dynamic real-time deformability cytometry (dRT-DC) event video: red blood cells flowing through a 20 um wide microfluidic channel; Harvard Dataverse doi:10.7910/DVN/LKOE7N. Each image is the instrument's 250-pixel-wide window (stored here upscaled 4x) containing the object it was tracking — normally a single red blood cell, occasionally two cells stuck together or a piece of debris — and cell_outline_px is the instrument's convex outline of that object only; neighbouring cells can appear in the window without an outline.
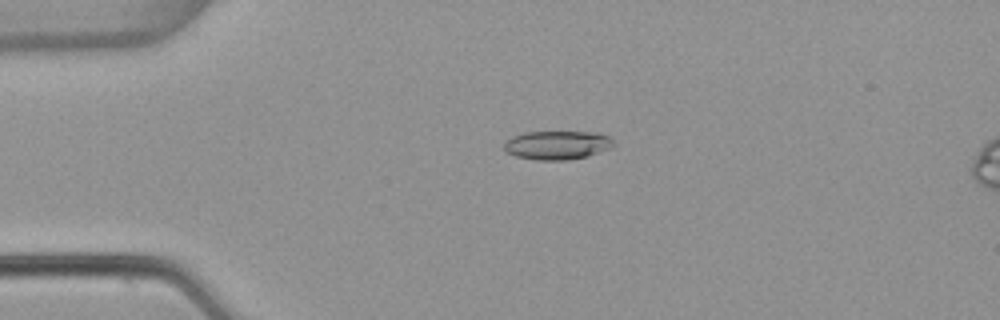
{"species": "common noctule bat (a hibernating species)", "species_latin": "Nyctalus noctula", "temperature_condition": "warm", "stored_images_in_passage": 46, "camera_frame_rate_fps": 3000, "um_per_image_px": 0.085, "animal": {"sex": "female", "body_mass_g": 22.7, "forearm_length_mm": 54.2}, "frame": {"image": 1, "passage_image": 13, "time_ms": 4.0, "image_size_px": [1000, 320], "cell_outline_px": [[616, 144], [608, 148], [588, 156], [568, 160], [536, 160], [516, 156], [508, 152], [504, 148], [504, 140], [512, 136], [524, 132], [596, 132], [608, 136]], "centroid_in_image_um": [47.33, 12.33], "position_along_channel_um": 37.7, "area_um2": 18.32}}
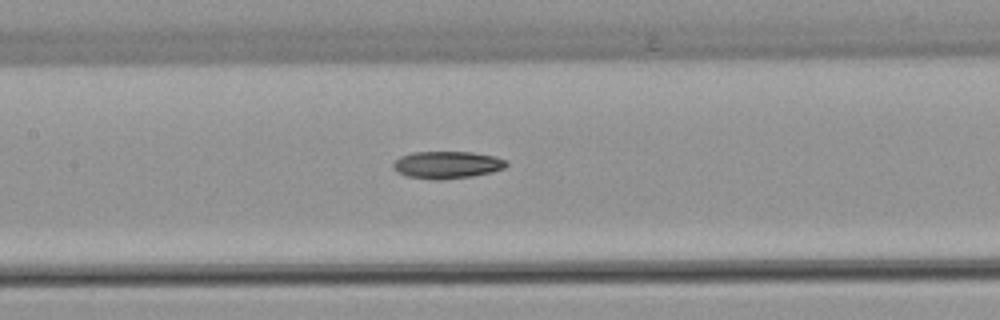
{"frame": {"image": 2, "passage_image": 26, "time_ms": 8.333, "image_size_px": [1000, 320], "cell_outline_px": [[508, 164], [504, 168], [492, 172], [472, 176], [440, 180], [436, 180], [408, 176], [400, 172], [392, 164], [400, 156], [412, 152], [472, 152], [496, 156], [504, 160]], "centroid_in_image_um": [38.03, 14.0], "position_along_channel_um": 169.4, "area_um2": 17.8}}
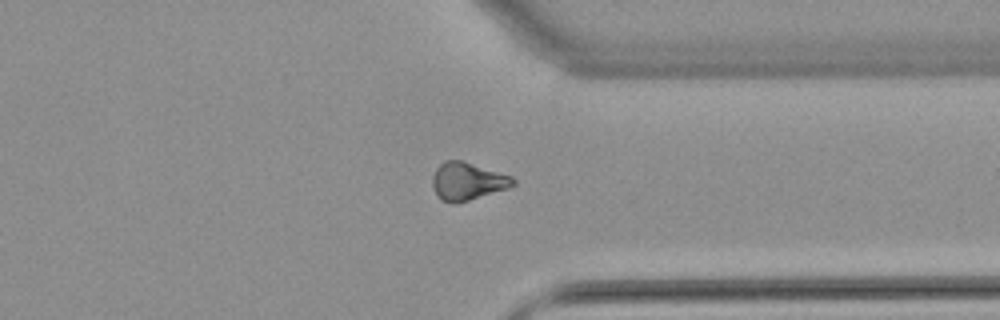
{"frame": {"image": 3, "passage_image": 42, "time_ms": 13.667, "image_size_px": [1000, 320], "cell_outline_px": [[516, 184], [508, 188], [468, 200], [452, 204], [440, 200], [436, 196], [432, 188], [432, 176], [436, 168], [444, 160], [460, 160], [512, 176], [516, 180]], "centroid_in_image_um": [39.69, 15.42], "position_along_channel_um": 371.7, "area_um2": 17.74}, "authors_computed_cell_mechanics": {"area_um2": 18.2648, "velocity_mm_per_s": 3.8336, "shape_relaxation_time_tau1_ms": 7.7128, "shape_relaxation_time_tau2_ms": null, "deformation_change_tau1": 0.159, "deformation_change_tau2": null}}